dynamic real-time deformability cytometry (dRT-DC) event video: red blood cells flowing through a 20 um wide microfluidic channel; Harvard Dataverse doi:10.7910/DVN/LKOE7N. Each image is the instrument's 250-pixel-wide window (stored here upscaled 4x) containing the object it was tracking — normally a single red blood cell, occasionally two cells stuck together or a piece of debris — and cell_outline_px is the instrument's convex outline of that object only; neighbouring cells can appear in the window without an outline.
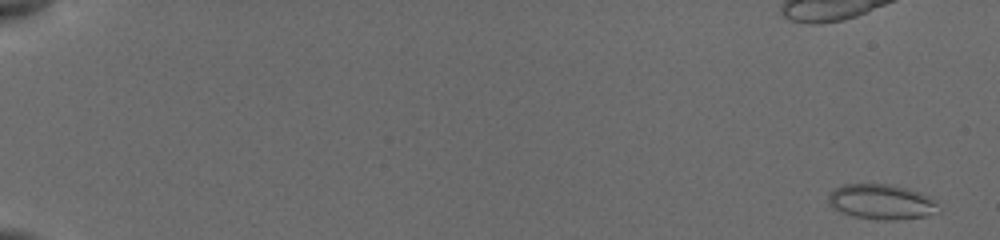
{"species": "common noctule bat (a hibernating species)", "species_latin": "Nyctalus noctula", "temperature_condition": "cold", "stored_images_in_passage": 12, "camera_frame_rate_fps": 3000, "um_per_image_px": 0.085, "animal": {"sex": "female", "body_mass_g": 19.5, "forearm_length_mm": 54.1}, "frame": {"image": 1, "passage_image": 1, "time_ms": 0.0, "image_size_px": [1000, 240], "cell_outline_px": [[940, 212], [924, 216], [900, 220], [876, 220], [852, 216], [828, 204], [828, 196], [836, 188], [844, 184], [892, 184], [920, 192], [936, 200]], "centroid_in_image_um": [74.97, 17.16], "position_along_channel_um": 10.0, "area_um2": 22.6}}